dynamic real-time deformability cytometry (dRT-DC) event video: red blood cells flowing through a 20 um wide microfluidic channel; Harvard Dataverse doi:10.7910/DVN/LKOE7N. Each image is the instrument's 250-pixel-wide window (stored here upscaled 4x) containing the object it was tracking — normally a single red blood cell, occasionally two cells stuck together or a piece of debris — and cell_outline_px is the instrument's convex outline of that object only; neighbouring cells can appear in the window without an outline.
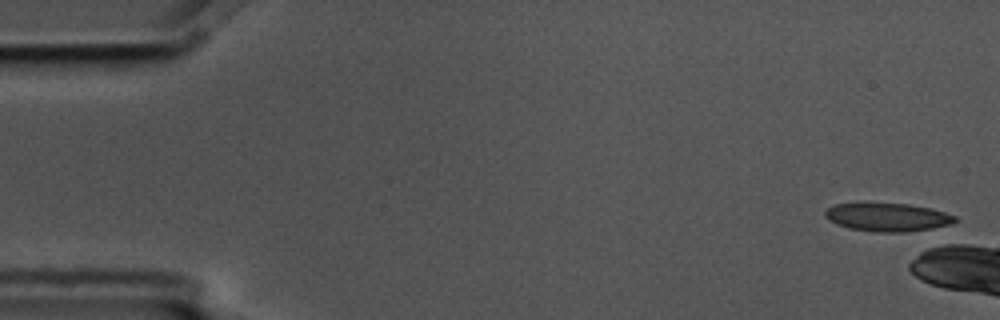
{"species": "common noctule bat (a hibernating species)", "species_latin": "Nyctalus noctula", "temperature_condition": "cold", "stored_images_in_passage": 1, "camera_frame_rate_fps": 3000, "um_per_image_px": 0.085, "animal": {"sex": "male", "body_mass_g": 17.5, "forearm_length_mm": 52.3}, "frame": {"image": 1, "passage_image": 1, "time_ms": 0.0, "image_size_px": [1000, 320], "cell_outline_px": [[956, 220], [952, 224], [944, 228], [908, 232], [872, 232], [848, 228], [836, 224], [828, 220], [824, 216], [824, 212], [828, 208], [836, 204], [860, 200], [908, 204], [932, 208], [956, 216]], "centroid_in_image_um": [75.43, 18.43], "position_along_channel_um": 9.6, "area_um2": 22.72}}